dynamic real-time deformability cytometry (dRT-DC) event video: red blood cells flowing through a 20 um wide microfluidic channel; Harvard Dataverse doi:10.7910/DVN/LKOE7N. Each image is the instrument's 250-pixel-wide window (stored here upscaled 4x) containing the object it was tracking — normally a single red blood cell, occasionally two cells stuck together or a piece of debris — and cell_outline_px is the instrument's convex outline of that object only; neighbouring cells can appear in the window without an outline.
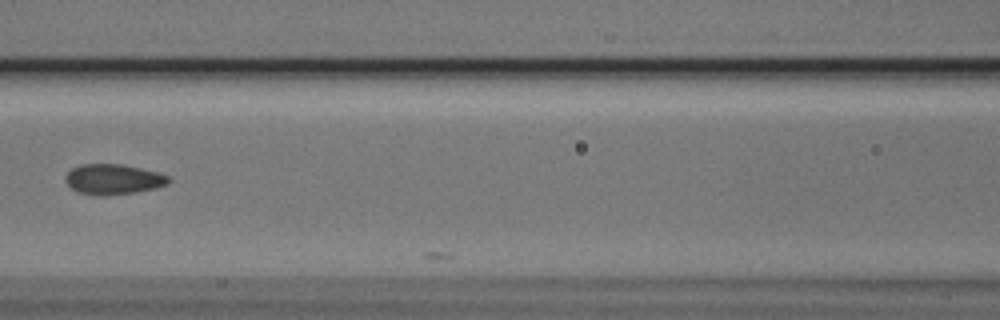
{"species": "Egyptian fruit bat (a non-hibernating species)", "species_latin": "Rousettus aegyptiacus", "temperature_condition": "cold", "stored_images_in_passage": 17, "camera_frame_rate_fps": 3000, "um_per_image_px": 0.085, "animal": {"sex": "male"}, "frame": {"image": 1, "passage_image": 12, "time_ms": 3.667, "image_size_px": [1000, 320], "cell_outline_px": [[172, 180], [168, 184], [156, 188], [136, 192], [108, 196], [100, 196], [80, 192], [72, 188], [64, 180], [64, 176], [72, 168], [80, 164], [120, 164], [140, 168], [156, 172], [168, 176]], "centroid_in_image_um": [9.63, 15.24], "position_along_channel_um": 157.0, "area_um2": 18.26}}
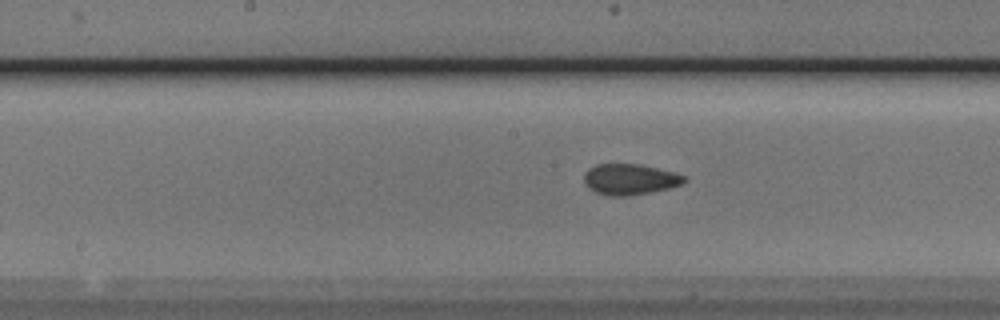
{"frame": {"image": 2, "passage_image": 15, "time_ms": 4.667, "image_size_px": [1000, 320], "cell_outline_px": [[688, 180], [684, 184], [668, 188], [648, 192], [624, 196], [604, 196], [588, 188], [584, 184], [584, 176], [588, 168], [596, 164], [640, 164], [672, 172], [684, 176]], "centroid_in_image_um": [53.5, 15.24], "position_along_channel_um": 194.7, "area_um2": 17.98}}